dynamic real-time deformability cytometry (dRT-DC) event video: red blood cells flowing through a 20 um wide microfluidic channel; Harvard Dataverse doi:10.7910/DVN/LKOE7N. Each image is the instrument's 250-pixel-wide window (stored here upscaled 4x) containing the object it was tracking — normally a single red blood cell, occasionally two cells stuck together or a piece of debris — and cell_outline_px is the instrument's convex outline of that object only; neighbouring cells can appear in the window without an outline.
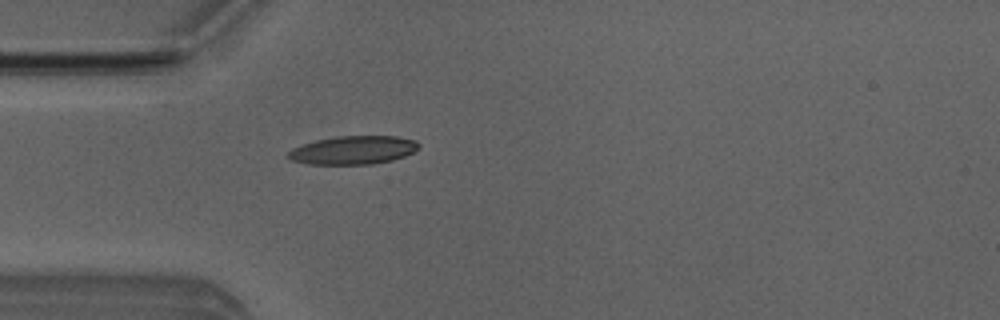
{"species": "Egyptian fruit bat (a non-hibernating species)", "species_latin": "Rousettus aegyptiacus", "temperature_condition": "room temperature", "stored_images_in_passage": 2, "camera_frame_rate_fps": 3000, "um_per_image_px": 0.085, "animal": {"sex": "male"}, "frame": {"image": 1, "passage_image": 2, "time_ms": 2.333, "image_size_px": [1000, 320], "cell_outline_px": [[420, 148], [404, 156], [392, 160], [372, 164], [308, 164], [292, 160], [284, 156], [292, 148], [316, 140], [340, 136], [396, 136], [416, 140], [420, 144]], "centroid_in_image_um": [30.03, 12.76], "position_along_channel_um": 55.0, "area_um2": 21.62}}